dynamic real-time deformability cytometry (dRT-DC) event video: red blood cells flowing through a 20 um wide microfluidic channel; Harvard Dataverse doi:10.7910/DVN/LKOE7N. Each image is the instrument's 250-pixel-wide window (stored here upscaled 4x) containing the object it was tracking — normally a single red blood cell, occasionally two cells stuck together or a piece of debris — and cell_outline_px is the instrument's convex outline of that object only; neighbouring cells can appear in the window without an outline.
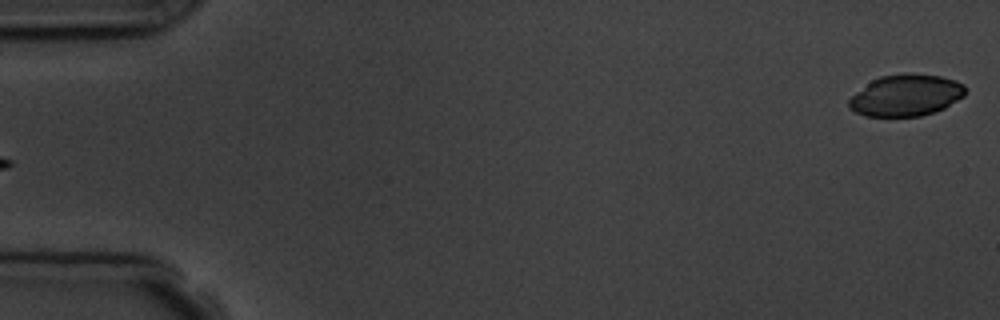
{"species": "common noctule bat (a hibernating species)", "species_latin": "Nyctalus noctula", "temperature_condition": "room temperature", "stored_images_in_passage": 4, "camera_frame_rate_fps": 3000, "um_per_image_px": 0.085, "animal": {"sex": "male", "body_mass_g": 19.5, "forearm_length_mm": 54.6}, "frame": {"image": 1, "passage_image": 4, "time_ms": 4.333, "image_size_px": [1000, 320], "cell_outline_px": [[964, 96], [944, 108], [920, 116], [864, 116], [848, 108], [848, 100], [852, 96], [872, 80], [880, 76], [904, 72], [908, 72], [940, 76], [956, 80], [964, 84]], "centroid_in_image_um": [77.0, 8.09], "position_along_channel_um": 8.0, "area_um2": 28.21}}